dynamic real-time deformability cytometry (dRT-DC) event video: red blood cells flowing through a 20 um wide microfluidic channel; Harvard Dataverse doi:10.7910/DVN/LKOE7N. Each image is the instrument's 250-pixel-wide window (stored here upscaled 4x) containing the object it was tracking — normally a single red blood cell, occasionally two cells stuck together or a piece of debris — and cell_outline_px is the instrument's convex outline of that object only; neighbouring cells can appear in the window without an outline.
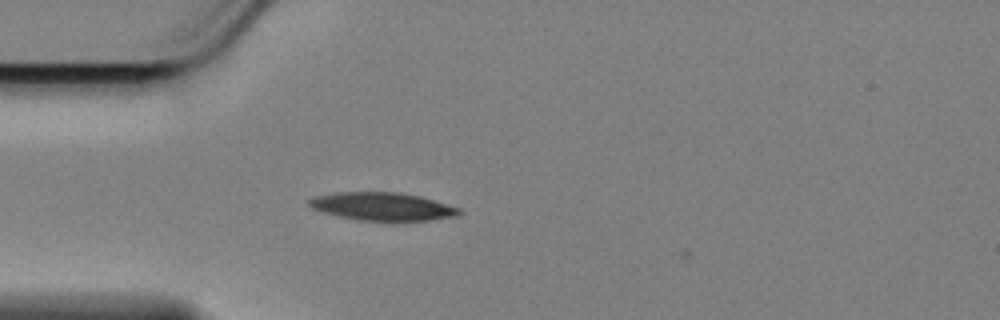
{"species": "Egyptian fruit bat (a non-hibernating species)", "species_latin": "Rousettus aegyptiacus", "temperature_condition": "cold", "stored_images_in_passage": 2, "camera_frame_rate_fps": 3000, "um_per_image_px": 0.085, "animal": {"sex": "female"}, "frame": {"image": 1, "passage_image": 1, "time_ms": 0.0, "image_size_px": [1000, 320], "cell_outline_px": [[464, 212], [456, 216], [428, 220], [356, 220], [324, 212], [312, 208], [308, 204], [308, 200], [316, 196], [336, 192], [400, 192], [420, 196], [448, 204], [460, 208]], "centroid_in_image_um": [32.53, 17.54], "position_along_channel_um": 52.5, "area_um2": 24.33}}